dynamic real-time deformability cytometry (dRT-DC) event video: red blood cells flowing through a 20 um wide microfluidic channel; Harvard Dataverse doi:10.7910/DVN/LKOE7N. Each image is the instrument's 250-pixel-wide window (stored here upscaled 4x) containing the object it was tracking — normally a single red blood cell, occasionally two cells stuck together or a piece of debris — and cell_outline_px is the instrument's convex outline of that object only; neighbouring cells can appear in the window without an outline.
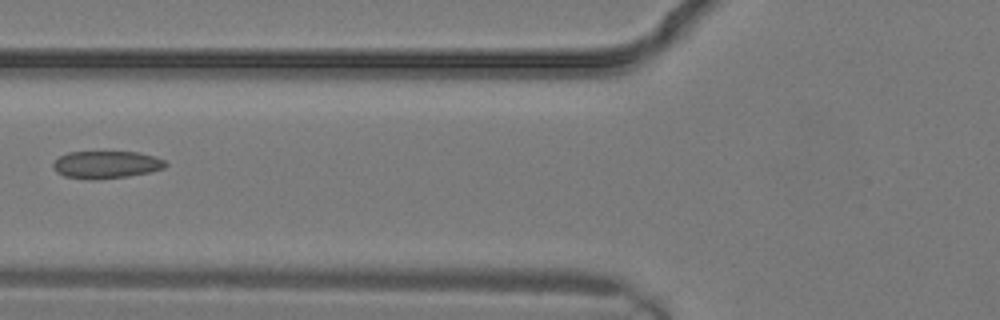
{"species": "common noctule bat (a hibernating species)", "species_latin": "Nyctalus noctula", "temperature_condition": "warm", "stored_images_in_passage": 14, "camera_frame_rate_fps": 3000, "um_per_image_px": 0.085, "animal": {"sex": "male", "body_mass_g": 19.2, "forearm_length_mm": 51.8}, "frame": {"image": 1, "passage_image": 10, "time_ms": 3.0, "image_size_px": [1000, 320], "cell_outline_px": [[168, 164], [164, 168], [152, 172], [128, 176], [96, 180], [92, 180], [64, 176], [56, 172], [52, 168], [52, 164], [60, 156], [68, 152], [136, 152], [152, 156], [164, 160]], "centroid_in_image_um": [9.01, 14.01], "position_along_channel_um": 116.8, "area_um2": 18.03}}
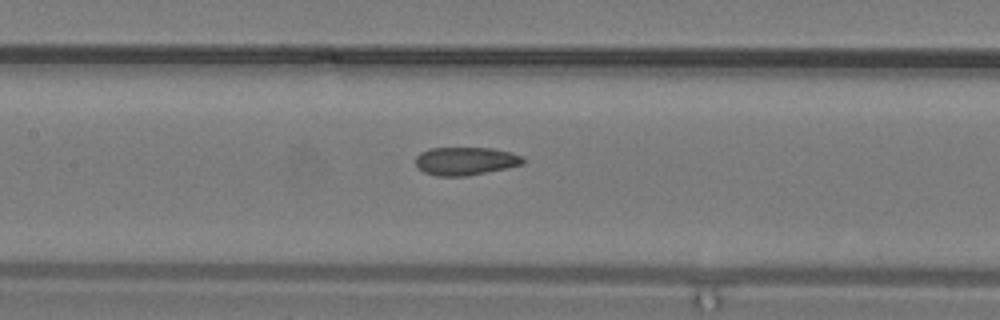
{"frame": {"image": 2, "passage_image": 12, "time_ms": 3.667, "image_size_px": [1000, 320], "cell_outline_px": [[524, 164], [508, 168], [468, 176], [436, 176], [424, 172], [416, 164], [416, 156], [420, 152], [428, 148], [492, 148], [524, 156]], "centroid_in_image_um": [39.58, 13.69], "position_along_channel_um": 167.8, "area_um2": 17.69}}
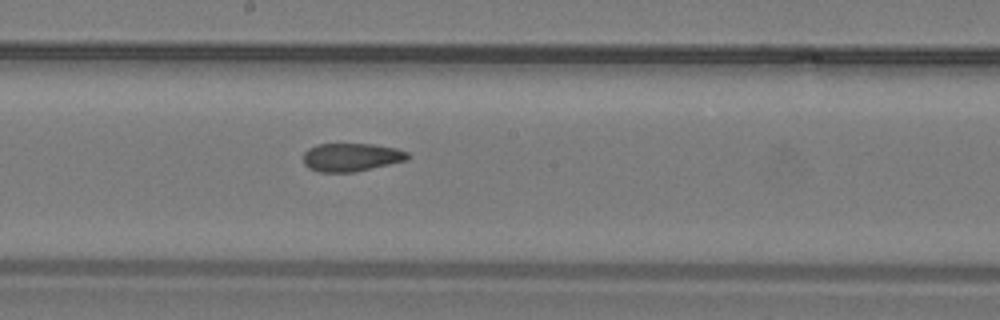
{"frame": {"image": 3, "passage_image": 14, "time_ms": 4.333, "image_size_px": [1000, 320], "cell_outline_px": [[412, 156], [408, 160], [352, 172], [320, 172], [308, 168], [304, 164], [304, 152], [308, 148], [316, 144], [372, 144], [396, 148], [408, 152]], "centroid_in_image_um": [29.87, 13.36], "position_along_channel_um": 218.3, "area_um2": 17.22}}